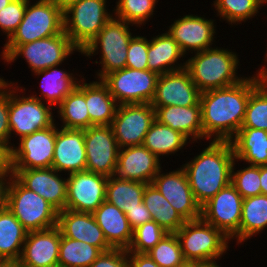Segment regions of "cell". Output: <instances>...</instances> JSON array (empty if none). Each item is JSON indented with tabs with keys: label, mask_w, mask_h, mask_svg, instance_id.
<instances>
[{
	"label": "cell",
	"mask_w": 267,
	"mask_h": 267,
	"mask_svg": "<svg viewBox=\"0 0 267 267\" xmlns=\"http://www.w3.org/2000/svg\"><path fill=\"white\" fill-rule=\"evenodd\" d=\"M59 6L60 8L64 11L67 7H69L70 5L79 2L81 0H54Z\"/></svg>",
	"instance_id": "11a10c76"
},
{
	"label": "cell",
	"mask_w": 267,
	"mask_h": 267,
	"mask_svg": "<svg viewBox=\"0 0 267 267\" xmlns=\"http://www.w3.org/2000/svg\"><path fill=\"white\" fill-rule=\"evenodd\" d=\"M242 127L267 131V77L250 94Z\"/></svg>",
	"instance_id": "ab89813d"
},
{
	"label": "cell",
	"mask_w": 267,
	"mask_h": 267,
	"mask_svg": "<svg viewBox=\"0 0 267 267\" xmlns=\"http://www.w3.org/2000/svg\"><path fill=\"white\" fill-rule=\"evenodd\" d=\"M206 147L181 167L185 170L196 202L202 206L231 183L235 160L230 141L209 140Z\"/></svg>",
	"instance_id": "7a4b0ae2"
},
{
	"label": "cell",
	"mask_w": 267,
	"mask_h": 267,
	"mask_svg": "<svg viewBox=\"0 0 267 267\" xmlns=\"http://www.w3.org/2000/svg\"><path fill=\"white\" fill-rule=\"evenodd\" d=\"M57 115L61 124L57 125L66 129H87L91 121L86 106V78H81L77 87L69 93L56 107ZM59 116V117H58Z\"/></svg>",
	"instance_id": "f546056e"
},
{
	"label": "cell",
	"mask_w": 267,
	"mask_h": 267,
	"mask_svg": "<svg viewBox=\"0 0 267 267\" xmlns=\"http://www.w3.org/2000/svg\"><path fill=\"white\" fill-rule=\"evenodd\" d=\"M61 65L52 66L45 70H40L34 72L33 75L38 78L41 76V81L39 84L41 92L39 95L37 92H31V96L43 101L46 104H49L56 110L64 98L71 93L78 85V82L83 77L76 73H70V71L65 70L64 68H58ZM79 75V76H78ZM78 77H80L78 79ZM37 94V95H36Z\"/></svg>",
	"instance_id": "484cf974"
},
{
	"label": "cell",
	"mask_w": 267,
	"mask_h": 267,
	"mask_svg": "<svg viewBox=\"0 0 267 267\" xmlns=\"http://www.w3.org/2000/svg\"><path fill=\"white\" fill-rule=\"evenodd\" d=\"M235 159L243 165H267V131L241 127L237 134L230 140ZM245 163V164H244Z\"/></svg>",
	"instance_id": "f1b7e54d"
},
{
	"label": "cell",
	"mask_w": 267,
	"mask_h": 267,
	"mask_svg": "<svg viewBox=\"0 0 267 267\" xmlns=\"http://www.w3.org/2000/svg\"><path fill=\"white\" fill-rule=\"evenodd\" d=\"M167 233L155 221L146 222L133 230V239L127 252L147 253Z\"/></svg>",
	"instance_id": "7bdbcfd3"
},
{
	"label": "cell",
	"mask_w": 267,
	"mask_h": 267,
	"mask_svg": "<svg viewBox=\"0 0 267 267\" xmlns=\"http://www.w3.org/2000/svg\"><path fill=\"white\" fill-rule=\"evenodd\" d=\"M143 35H133L127 50L126 67L137 70H148V39Z\"/></svg>",
	"instance_id": "f6af8a7d"
},
{
	"label": "cell",
	"mask_w": 267,
	"mask_h": 267,
	"mask_svg": "<svg viewBox=\"0 0 267 267\" xmlns=\"http://www.w3.org/2000/svg\"><path fill=\"white\" fill-rule=\"evenodd\" d=\"M11 173L10 150L0 143V174Z\"/></svg>",
	"instance_id": "f907efd6"
},
{
	"label": "cell",
	"mask_w": 267,
	"mask_h": 267,
	"mask_svg": "<svg viewBox=\"0 0 267 267\" xmlns=\"http://www.w3.org/2000/svg\"><path fill=\"white\" fill-rule=\"evenodd\" d=\"M89 82L86 81V106L91 126L111 125L118 103L101 80Z\"/></svg>",
	"instance_id": "4dcf8cb0"
},
{
	"label": "cell",
	"mask_w": 267,
	"mask_h": 267,
	"mask_svg": "<svg viewBox=\"0 0 267 267\" xmlns=\"http://www.w3.org/2000/svg\"><path fill=\"white\" fill-rule=\"evenodd\" d=\"M57 126L55 122L48 128L17 139L18 146L13 144L10 150L11 170L52 167Z\"/></svg>",
	"instance_id": "7c38bea8"
},
{
	"label": "cell",
	"mask_w": 267,
	"mask_h": 267,
	"mask_svg": "<svg viewBox=\"0 0 267 267\" xmlns=\"http://www.w3.org/2000/svg\"><path fill=\"white\" fill-rule=\"evenodd\" d=\"M260 186L261 194L267 195V165L260 166Z\"/></svg>",
	"instance_id": "f5cc1de1"
},
{
	"label": "cell",
	"mask_w": 267,
	"mask_h": 267,
	"mask_svg": "<svg viewBox=\"0 0 267 267\" xmlns=\"http://www.w3.org/2000/svg\"><path fill=\"white\" fill-rule=\"evenodd\" d=\"M239 166L238 160L235 159L231 171V184L240 193L243 198L261 195L260 186V166Z\"/></svg>",
	"instance_id": "b9f144b4"
},
{
	"label": "cell",
	"mask_w": 267,
	"mask_h": 267,
	"mask_svg": "<svg viewBox=\"0 0 267 267\" xmlns=\"http://www.w3.org/2000/svg\"><path fill=\"white\" fill-rule=\"evenodd\" d=\"M188 143L191 144L180 132L155 119L146 133L142 145L163 161V157L169 158L172 154L177 155L176 152H182L183 148L188 147Z\"/></svg>",
	"instance_id": "1f68e13d"
},
{
	"label": "cell",
	"mask_w": 267,
	"mask_h": 267,
	"mask_svg": "<svg viewBox=\"0 0 267 267\" xmlns=\"http://www.w3.org/2000/svg\"><path fill=\"white\" fill-rule=\"evenodd\" d=\"M0 267H22L19 261H0Z\"/></svg>",
	"instance_id": "9f6ffc18"
},
{
	"label": "cell",
	"mask_w": 267,
	"mask_h": 267,
	"mask_svg": "<svg viewBox=\"0 0 267 267\" xmlns=\"http://www.w3.org/2000/svg\"><path fill=\"white\" fill-rule=\"evenodd\" d=\"M9 82L0 80V143L10 150Z\"/></svg>",
	"instance_id": "bcb514c9"
},
{
	"label": "cell",
	"mask_w": 267,
	"mask_h": 267,
	"mask_svg": "<svg viewBox=\"0 0 267 267\" xmlns=\"http://www.w3.org/2000/svg\"><path fill=\"white\" fill-rule=\"evenodd\" d=\"M266 49H267V47H266ZM266 53H265V56H264V60H265V64L266 65H261V67H263V68H266L267 69V50L265 51Z\"/></svg>",
	"instance_id": "680465c9"
},
{
	"label": "cell",
	"mask_w": 267,
	"mask_h": 267,
	"mask_svg": "<svg viewBox=\"0 0 267 267\" xmlns=\"http://www.w3.org/2000/svg\"><path fill=\"white\" fill-rule=\"evenodd\" d=\"M84 143L85 170L107 177L114 176L120 148L111 126L98 125L84 129Z\"/></svg>",
	"instance_id": "5bb4252c"
},
{
	"label": "cell",
	"mask_w": 267,
	"mask_h": 267,
	"mask_svg": "<svg viewBox=\"0 0 267 267\" xmlns=\"http://www.w3.org/2000/svg\"><path fill=\"white\" fill-rule=\"evenodd\" d=\"M3 46L0 59L4 60V64L7 63V66H11V63H15L19 57H23L32 73L52 66L63 65L72 54L81 52L64 31L61 34L22 45Z\"/></svg>",
	"instance_id": "52a82bcc"
},
{
	"label": "cell",
	"mask_w": 267,
	"mask_h": 267,
	"mask_svg": "<svg viewBox=\"0 0 267 267\" xmlns=\"http://www.w3.org/2000/svg\"><path fill=\"white\" fill-rule=\"evenodd\" d=\"M129 267H159L147 253L128 252Z\"/></svg>",
	"instance_id": "681fc988"
},
{
	"label": "cell",
	"mask_w": 267,
	"mask_h": 267,
	"mask_svg": "<svg viewBox=\"0 0 267 267\" xmlns=\"http://www.w3.org/2000/svg\"><path fill=\"white\" fill-rule=\"evenodd\" d=\"M175 267H207V266L196 261L184 260L181 264Z\"/></svg>",
	"instance_id": "db71d44e"
},
{
	"label": "cell",
	"mask_w": 267,
	"mask_h": 267,
	"mask_svg": "<svg viewBox=\"0 0 267 267\" xmlns=\"http://www.w3.org/2000/svg\"><path fill=\"white\" fill-rule=\"evenodd\" d=\"M107 181V176L87 170L68 174L65 209L93 213L106 200Z\"/></svg>",
	"instance_id": "2e32d148"
},
{
	"label": "cell",
	"mask_w": 267,
	"mask_h": 267,
	"mask_svg": "<svg viewBox=\"0 0 267 267\" xmlns=\"http://www.w3.org/2000/svg\"><path fill=\"white\" fill-rule=\"evenodd\" d=\"M108 0H81L63 11L64 32L83 50L113 17Z\"/></svg>",
	"instance_id": "30bf717a"
},
{
	"label": "cell",
	"mask_w": 267,
	"mask_h": 267,
	"mask_svg": "<svg viewBox=\"0 0 267 267\" xmlns=\"http://www.w3.org/2000/svg\"><path fill=\"white\" fill-rule=\"evenodd\" d=\"M161 164V160L143 145L123 147L119 150L114 176L149 184L163 169Z\"/></svg>",
	"instance_id": "44dd1931"
},
{
	"label": "cell",
	"mask_w": 267,
	"mask_h": 267,
	"mask_svg": "<svg viewBox=\"0 0 267 267\" xmlns=\"http://www.w3.org/2000/svg\"><path fill=\"white\" fill-rule=\"evenodd\" d=\"M125 215L133 230L146 222L152 221V215L147 210L144 201L139 203L138 207L128 210Z\"/></svg>",
	"instance_id": "c3c4849f"
},
{
	"label": "cell",
	"mask_w": 267,
	"mask_h": 267,
	"mask_svg": "<svg viewBox=\"0 0 267 267\" xmlns=\"http://www.w3.org/2000/svg\"><path fill=\"white\" fill-rule=\"evenodd\" d=\"M201 92L186 68L159 75L152 107H190L200 102Z\"/></svg>",
	"instance_id": "d6986e66"
},
{
	"label": "cell",
	"mask_w": 267,
	"mask_h": 267,
	"mask_svg": "<svg viewBox=\"0 0 267 267\" xmlns=\"http://www.w3.org/2000/svg\"><path fill=\"white\" fill-rule=\"evenodd\" d=\"M154 120L155 109L150 103L118 105L110 126L119 148L142 145Z\"/></svg>",
	"instance_id": "9a60e30c"
},
{
	"label": "cell",
	"mask_w": 267,
	"mask_h": 267,
	"mask_svg": "<svg viewBox=\"0 0 267 267\" xmlns=\"http://www.w3.org/2000/svg\"><path fill=\"white\" fill-rule=\"evenodd\" d=\"M92 214L113 249L129 248L133 229L122 210L105 200Z\"/></svg>",
	"instance_id": "4316f807"
},
{
	"label": "cell",
	"mask_w": 267,
	"mask_h": 267,
	"mask_svg": "<svg viewBox=\"0 0 267 267\" xmlns=\"http://www.w3.org/2000/svg\"><path fill=\"white\" fill-rule=\"evenodd\" d=\"M215 21V19L205 18L204 15L188 13L181 18L175 19L166 31L186 56L189 55V52L193 54L204 51L214 45L216 46L214 43L217 38L215 34H218Z\"/></svg>",
	"instance_id": "e0dca14e"
},
{
	"label": "cell",
	"mask_w": 267,
	"mask_h": 267,
	"mask_svg": "<svg viewBox=\"0 0 267 267\" xmlns=\"http://www.w3.org/2000/svg\"><path fill=\"white\" fill-rule=\"evenodd\" d=\"M134 26L124 20L112 17L103 29L91 40V42L79 54L91 59L98 55L101 69L95 73V79L101 80L110 72L126 68L127 50L129 42L134 35L130 30Z\"/></svg>",
	"instance_id": "277c9868"
},
{
	"label": "cell",
	"mask_w": 267,
	"mask_h": 267,
	"mask_svg": "<svg viewBox=\"0 0 267 267\" xmlns=\"http://www.w3.org/2000/svg\"><path fill=\"white\" fill-rule=\"evenodd\" d=\"M175 234L179 239L184 260L196 261L207 267L215 266L219 265L218 261L230 251L231 240L221 230L201 218L186 221Z\"/></svg>",
	"instance_id": "8992f818"
},
{
	"label": "cell",
	"mask_w": 267,
	"mask_h": 267,
	"mask_svg": "<svg viewBox=\"0 0 267 267\" xmlns=\"http://www.w3.org/2000/svg\"><path fill=\"white\" fill-rule=\"evenodd\" d=\"M101 253L98 247L61 234L58 259L60 267H89Z\"/></svg>",
	"instance_id": "74e56055"
},
{
	"label": "cell",
	"mask_w": 267,
	"mask_h": 267,
	"mask_svg": "<svg viewBox=\"0 0 267 267\" xmlns=\"http://www.w3.org/2000/svg\"><path fill=\"white\" fill-rule=\"evenodd\" d=\"M155 119L161 124L180 132L191 143H203L202 115L200 102L190 107L165 106L153 107ZM199 141V142H198Z\"/></svg>",
	"instance_id": "d4e9b609"
},
{
	"label": "cell",
	"mask_w": 267,
	"mask_h": 267,
	"mask_svg": "<svg viewBox=\"0 0 267 267\" xmlns=\"http://www.w3.org/2000/svg\"><path fill=\"white\" fill-rule=\"evenodd\" d=\"M86 167V152L84 143V129H66L59 127L52 168L63 175L84 171ZM67 173V174H66Z\"/></svg>",
	"instance_id": "603a6c76"
},
{
	"label": "cell",
	"mask_w": 267,
	"mask_h": 267,
	"mask_svg": "<svg viewBox=\"0 0 267 267\" xmlns=\"http://www.w3.org/2000/svg\"><path fill=\"white\" fill-rule=\"evenodd\" d=\"M147 56L148 70L158 75L186 68L184 60L187 56L182 53L179 45L167 31L155 37L153 34V37L148 39Z\"/></svg>",
	"instance_id": "83f0119b"
},
{
	"label": "cell",
	"mask_w": 267,
	"mask_h": 267,
	"mask_svg": "<svg viewBox=\"0 0 267 267\" xmlns=\"http://www.w3.org/2000/svg\"><path fill=\"white\" fill-rule=\"evenodd\" d=\"M208 267H222V265H221V263H220V265L208 266Z\"/></svg>",
	"instance_id": "91938a15"
},
{
	"label": "cell",
	"mask_w": 267,
	"mask_h": 267,
	"mask_svg": "<svg viewBox=\"0 0 267 267\" xmlns=\"http://www.w3.org/2000/svg\"><path fill=\"white\" fill-rule=\"evenodd\" d=\"M57 227L64 237L86 242L102 252L113 249L92 213L75 212L68 209L58 212Z\"/></svg>",
	"instance_id": "cb8c5ba5"
},
{
	"label": "cell",
	"mask_w": 267,
	"mask_h": 267,
	"mask_svg": "<svg viewBox=\"0 0 267 267\" xmlns=\"http://www.w3.org/2000/svg\"><path fill=\"white\" fill-rule=\"evenodd\" d=\"M143 201L152 220L168 233H176L185 224L186 221L152 183L146 185Z\"/></svg>",
	"instance_id": "e575fe53"
},
{
	"label": "cell",
	"mask_w": 267,
	"mask_h": 267,
	"mask_svg": "<svg viewBox=\"0 0 267 267\" xmlns=\"http://www.w3.org/2000/svg\"><path fill=\"white\" fill-rule=\"evenodd\" d=\"M63 31V10L54 0H29L20 25L3 45H22Z\"/></svg>",
	"instance_id": "9c48e42d"
},
{
	"label": "cell",
	"mask_w": 267,
	"mask_h": 267,
	"mask_svg": "<svg viewBox=\"0 0 267 267\" xmlns=\"http://www.w3.org/2000/svg\"><path fill=\"white\" fill-rule=\"evenodd\" d=\"M259 68L237 84L201 93L204 140L230 141L237 134L250 94L267 77V69Z\"/></svg>",
	"instance_id": "6da1fadb"
},
{
	"label": "cell",
	"mask_w": 267,
	"mask_h": 267,
	"mask_svg": "<svg viewBox=\"0 0 267 267\" xmlns=\"http://www.w3.org/2000/svg\"><path fill=\"white\" fill-rule=\"evenodd\" d=\"M267 229V195L243 198L241 222L239 227V245L263 233ZM243 242V243H242Z\"/></svg>",
	"instance_id": "836d02e7"
},
{
	"label": "cell",
	"mask_w": 267,
	"mask_h": 267,
	"mask_svg": "<svg viewBox=\"0 0 267 267\" xmlns=\"http://www.w3.org/2000/svg\"><path fill=\"white\" fill-rule=\"evenodd\" d=\"M159 0H117L113 16L140 28L153 18ZM147 22V23H146Z\"/></svg>",
	"instance_id": "f35d334b"
},
{
	"label": "cell",
	"mask_w": 267,
	"mask_h": 267,
	"mask_svg": "<svg viewBox=\"0 0 267 267\" xmlns=\"http://www.w3.org/2000/svg\"><path fill=\"white\" fill-rule=\"evenodd\" d=\"M163 171L161 169L151 183L185 221L200 219L201 206L194 198L185 170L180 166Z\"/></svg>",
	"instance_id": "ac0fdd59"
},
{
	"label": "cell",
	"mask_w": 267,
	"mask_h": 267,
	"mask_svg": "<svg viewBox=\"0 0 267 267\" xmlns=\"http://www.w3.org/2000/svg\"><path fill=\"white\" fill-rule=\"evenodd\" d=\"M159 75L149 70L123 68L105 75L101 81L118 105L151 103Z\"/></svg>",
	"instance_id": "8fae6325"
},
{
	"label": "cell",
	"mask_w": 267,
	"mask_h": 267,
	"mask_svg": "<svg viewBox=\"0 0 267 267\" xmlns=\"http://www.w3.org/2000/svg\"><path fill=\"white\" fill-rule=\"evenodd\" d=\"M29 0H13L0 11V29L6 36V41L20 25Z\"/></svg>",
	"instance_id": "ee69618b"
},
{
	"label": "cell",
	"mask_w": 267,
	"mask_h": 267,
	"mask_svg": "<svg viewBox=\"0 0 267 267\" xmlns=\"http://www.w3.org/2000/svg\"><path fill=\"white\" fill-rule=\"evenodd\" d=\"M11 173L0 174V211L6 207V193Z\"/></svg>",
	"instance_id": "816d5d0a"
},
{
	"label": "cell",
	"mask_w": 267,
	"mask_h": 267,
	"mask_svg": "<svg viewBox=\"0 0 267 267\" xmlns=\"http://www.w3.org/2000/svg\"><path fill=\"white\" fill-rule=\"evenodd\" d=\"M190 56L185 60L186 69L201 93L232 86L245 78L238 75V66L242 64L237 52L231 49L213 46Z\"/></svg>",
	"instance_id": "3957f363"
},
{
	"label": "cell",
	"mask_w": 267,
	"mask_h": 267,
	"mask_svg": "<svg viewBox=\"0 0 267 267\" xmlns=\"http://www.w3.org/2000/svg\"><path fill=\"white\" fill-rule=\"evenodd\" d=\"M11 174L27 189L34 191L58 212L65 210L67 177L54 168L11 170Z\"/></svg>",
	"instance_id": "ffe728a7"
},
{
	"label": "cell",
	"mask_w": 267,
	"mask_h": 267,
	"mask_svg": "<svg viewBox=\"0 0 267 267\" xmlns=\"http://www.w3.org/2000/svg\"><path fill=\"white\" fill-rule=\"evenodd\" d=\"M146 183L133 180H121L115 176L108 177L106 185V201L124 213L138 207L143 201Z\"/></svg>",
	"instance_id": "d590c367"
},
{
	"label": "cell",
	"mask_w": 267,
	"mask_h": 267,
	"mask_svg": "<svg viewBox=\"0 0 267 267\" xmlns=\"http://www.w3.org/2000/svg\"><path fill=\"white\" fill-rule=\"evenodd\" d=\"M27 233L7 207L0 211V261H19Z\"/></svg>",
	"instance_id": "d6a6232c"
},
{
	"label": "cell",
	"mask_w": 267,
	"mask_h": 267,
	"mask_svg": "<svg viewBox=\"0 0 267 267\" xmlns=\"http://www.w3.org/2000/svg\"><path fill=\"white\" fill-rule=\"evenodd\" d=\"M13 0H0V11L3 10L6 6H8L9 3H11Z\"/></svg>",
	"instance_id": "6f0895ef"
},
{
	"label": "cell",
	"mask_w": 267,
	"mask_h": 267,
	"mask_svg": "<svg viewBox=\"0 0 267 267\" xmlns=\"http://www.w3.org/2000/svg\"><path fill=\"white\" fill-rule=\"evenodd\" d=\"M1 81L9 82V127H10V150L12 135L18 139L30 135L35 131L52 126L56 117L55 109L49 104L26 94V88L18 82L8 81L0 76ZM22 93V94H21ZM24 93V94H23Z\"/></svg>",
	"instance_id": "5b68a950"
},
{
	"label": "cell",
	"mask_w": 267,
	"mask_h": 267,
	"mask_svg": "<svg viewBox=\"0 0 267 267\" xmlns=\"http://www.w3.org/2000/svg\"><path fill=\"white\" fill-rule=\"evenodd\" d=\"M266 0H214L211 6L215 9L217 17L226 21L230 26H238L257 17Z\"/></svg>",
	"instance_id": "8d00e7d4"
},
{
	"label": "cell",
	"mask_w": 267,
	"mask_h": 267,
	"mask_svg": "<svg viewBox=\"0 0 267 267\" xmlns=\"http://www.w3.org/2000/svg\"><path fill=\"white\" fill-rule=\"evenodd\" d=\"M6 207L28 232L57 226L58 211L40 195L24 187L13 175L7 187Z\"/></svg>",
	"instance_id": "ba28073f"
},
{
	"label": "cell",
	"mask_w": 267,
	"mask_h": 267,
	"mask_svg": "<svg viewBox=\"0 0 267 267\" xmlns=\"http://www.w3.org/2000/svg\"><path fill=\"white\" fill-rule=\"evenodd\" d=\"M89 267H129L128 252L124 249L102 252Z\"/></svg>",
	"instance_id": "7dc6e473"
},
{
	"label": "cell",
	"mask_w": 267,
	"mask_h": 267,
	"mask_svg": "<svg viewBox=\"0 0 267 267\" xmlns=\"http://www.w3.org/2000/svg\"><path fill=\"white\" fill-rule=\"evenodd\" d=\"M60 240L61 231L57 226L28 232L19 263L22 267L59 266Z\"/></svg>",
	"instance_id": "7402d4cb"
},
{
	"label": "cell",
	"mask_w": 267,
	"mask_h": 267,
	"mask_svg": "<svg viewBox=\"0 0 267 267\" xmlns=\"http://www.w3.org/2000/svg\"><path fill=\"white\" fill-rule=\"evenodd\" d=\"M243 197L230 183L213 198L201 206V219L221 230L239 247V227L241 222Z\"/></svg>",
	"instance_id": "4fadbf2b"
},
{
	"label": "cell",
	"mask_w": 267,
	"mask_h": 267,
	"mask_svg": "<svg viewBox=\"0 0 267 267\" xmlns=\"http://www.w3.org/2000/svg\"><path fill=\"white\" fill-rule=\"evenodd\" d=\"M147 254L159 267H175L184 261L175 233H167Z\"/></svg>",
	"instance_id": "60d3db41"
}]
</instances>
